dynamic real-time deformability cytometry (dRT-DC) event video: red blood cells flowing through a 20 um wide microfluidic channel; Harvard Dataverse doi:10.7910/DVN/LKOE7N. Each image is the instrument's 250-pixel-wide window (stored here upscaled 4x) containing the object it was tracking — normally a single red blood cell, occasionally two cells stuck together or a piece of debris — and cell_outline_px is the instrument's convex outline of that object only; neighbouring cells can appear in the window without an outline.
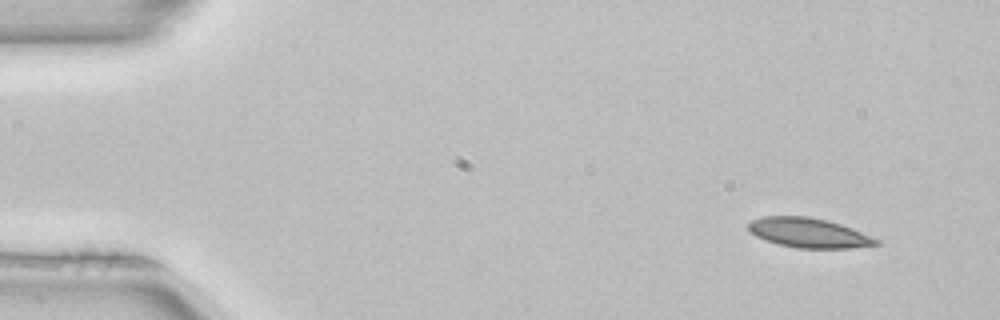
{"species": "common noctule bat (a hibernating species)", "species_latin": "Nyctalus noctula", "temperature_condition": "room temperature", "stored_images_in_passage": 4, "camera_frame_rate_fps": 3000, "um_per_image_px": 0.085, "animal": {"sex": "female", "body_mass_g": 22.7, "forearm_length_mm": 54.2}, "frame": {"image": 1, "passage_image": 1, "time_ms": 0.0, "image_size_px": [1000, 320], "cell_outline_px": [[880, 244], [848, 248], [796, 248], [780, 244], [756, 236], [748, 228], [748, 224], [752, 220], [764, 216], [808, 216], [828, 220], [840, 224], [880, 240]], "centroid_in_image_um": [68.74, 19.78], "position_along_channel_um": 16.3, "area_um2": 21.73}}
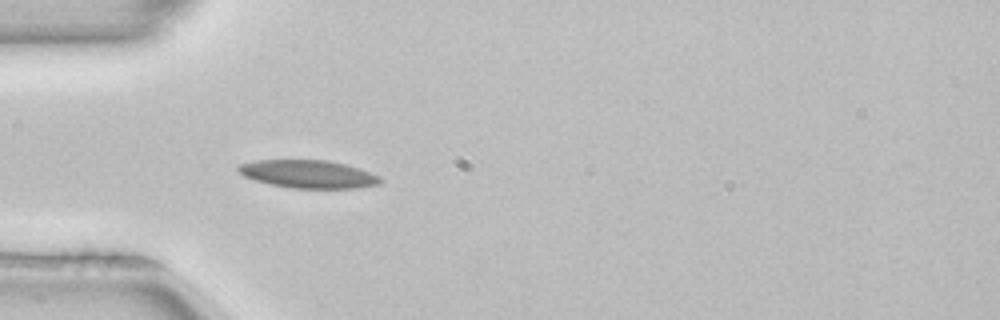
{"frame": {"image": 2, "passage_image": 4, "time_ms": 1.0, "image_size_px": [1000, 320], "cell_outline_px": [[384, 180], [380, 184], [360, 188], [292, 188], [272, 184], [256, 180], [244, 176], [236, 168], [236, 164], [256, 160], [328, 160], [360, 168], [380, 176]], "centroid_in_image_um": [26.23, 14.79], "position_along_channel_um": 58.8, "area_um2": 23.24}}